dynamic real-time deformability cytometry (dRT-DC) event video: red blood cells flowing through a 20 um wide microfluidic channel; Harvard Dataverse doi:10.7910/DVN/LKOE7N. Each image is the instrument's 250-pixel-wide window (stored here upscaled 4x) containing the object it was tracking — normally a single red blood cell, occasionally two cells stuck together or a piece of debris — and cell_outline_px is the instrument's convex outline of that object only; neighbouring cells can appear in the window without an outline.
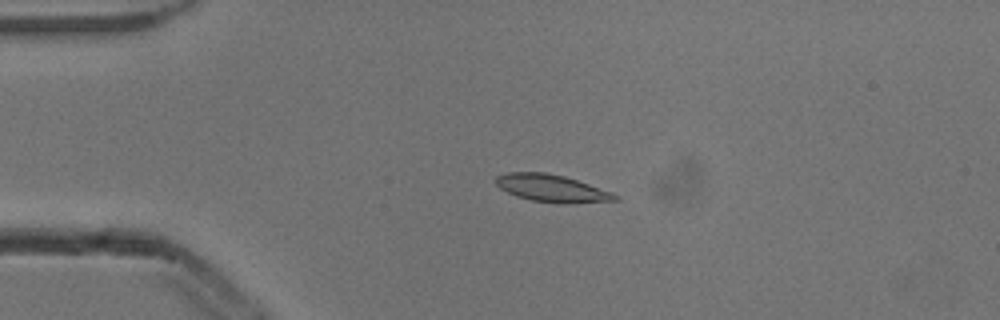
{"species": "common noctule bat (a hibernating species)", "species_latin": "Nyctalus noctula", "temperature_condition": "cold", "stored_images_in_passage": 50, "camera_frame_rate_fps": 3000, "um_per_image_px": 0.085, "animal": {"sex": "male", "body_mass_g": 13.3}, "frame": {"image": 1, "passage_image": 9, "time_ms": 2.667, "image_size_px": [1000, 320], "cell_outline_px": [[620, 200], [568, 204], [560, 204], [532, 200], [516, 196], [500, 188], [496, 184], [496, 176], [508, 172], [544, 172], [564, 176], [612, 192], [620, 196]], "centroid_in_image_um": [46.93, 16.02], "position_along_channel_um": 38.1, "area_um2": 19.02}}
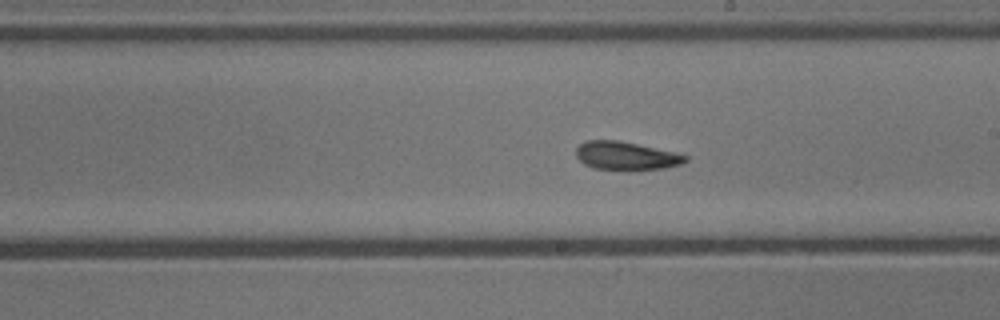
{"frame": {"image": 2, "passage_image": 27, "time_ms": 8.667, "image_size_px": [1000, 320], "cell_outline_px": [[688, 160], [680, 164], [664, 168], [628, 172], [624, 172], [592, 168], [584, 164], [576, 156], [576, 148], [580, 144], [588, 140], [616, 140], [636, 144], [672, 152], [688, 156]], "centroid_in_image_um": [53.17, 13.29], "position_along_channel_um": 235.8, "area_um2": 18.32}}
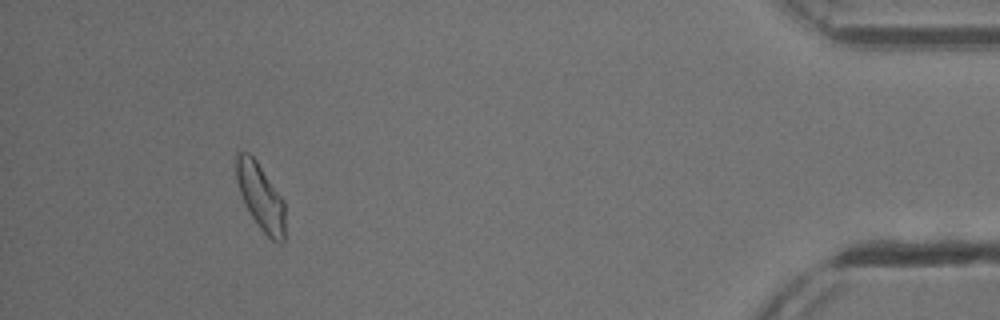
{"frame": {"image": 3, "passage_image": 46, "time_ms": 15.0, "image_size_px": [1000, 320], "cell_outline_px": [[284, 240], [280, 244], [272, 240], [260, 228], [244, 204], [236, 180], [236, 152], [248, 152], [256, 160], [284, 200]], "centroid_in_image_um": [22.14, 16.72], "position_along_channel_um": 413.1, "area_um2": 18.73}, "authors_computed_cell_mechanics": {"area_um2": 18.4382, "velocity_mm_per_s": 3.8428, "shape_relaxation_time_tau1_ms": 3.7082, "shape_relaxation_time_tau2_ms": 4.0759, "deformation_change_tau1": 0.1205, "deformation_change_tau2": 0.0953}}